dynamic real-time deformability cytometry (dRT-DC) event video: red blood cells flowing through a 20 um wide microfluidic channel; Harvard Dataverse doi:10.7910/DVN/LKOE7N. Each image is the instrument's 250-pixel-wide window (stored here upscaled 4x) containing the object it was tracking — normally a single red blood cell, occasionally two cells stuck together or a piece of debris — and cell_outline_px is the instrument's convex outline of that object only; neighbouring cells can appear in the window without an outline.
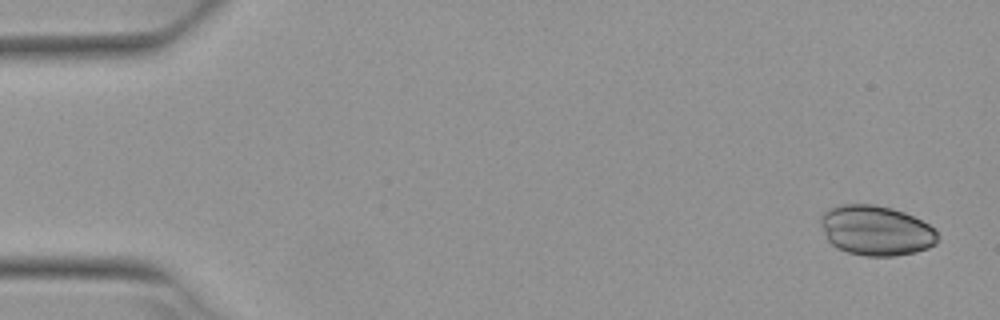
{"species": "Egyptian fruit bat (a non-hibernating species)", "species_latin": "Rousettus aegyptiacus", "temperature_condition": "warm", "stored_images_in_passage": 4, "camera_frame_rate_fps": 3000, "um_per_image_px": 0.085, "animal": {"sex": "female"}, "frame": {"image": 1, "passage_image": 1, "time_ms": 0.0, "image_size_px": [1000, 320], "cell_outline_px": [[936, 244], [928, 248], [916, 252], [892, 256], [864, 256], [848, 252], [836, 248], [828, 240], [820, 224], [820, 216], [828, 208], [844, 204], [876, 204], [892, 208], [904, 212], [936, 228]], "centroid_in_image_um": [74.44, 19.59], "position_along_channel_um": 10.6, "area_um2": 34.16}}
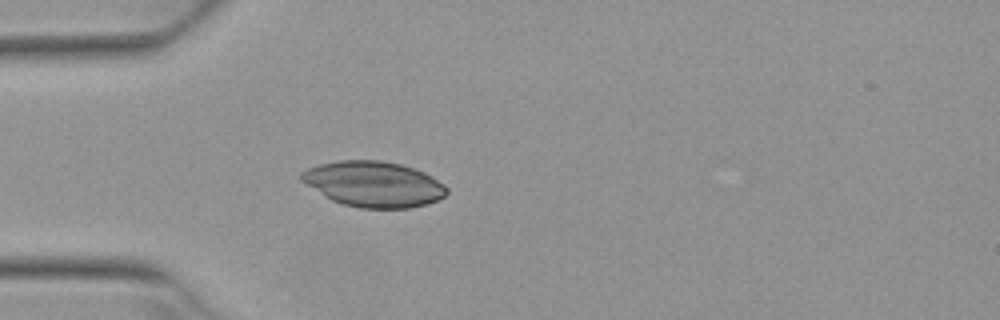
{"frame": {"image": 2, "passage_image": 4, "time_ms": 1.0, "image_size_px": [1000, 320], "cell_outline_px": [[448, 192], [444, 196], [436, 200], [424, 204], [408, 208], [360, 208], [344, 204], [332, 200], [324, 196], [300, 180], [300, 172], [308, 168], [320, 164], [340, 160], [380, 160], [400, 164], [424, 172], [432, 176], [444, 184], [448, 188]], "centroid_in_image_um": [31.75, 15.64], "position_along_channel_um": 53.3, "area_um2": 38.44}}